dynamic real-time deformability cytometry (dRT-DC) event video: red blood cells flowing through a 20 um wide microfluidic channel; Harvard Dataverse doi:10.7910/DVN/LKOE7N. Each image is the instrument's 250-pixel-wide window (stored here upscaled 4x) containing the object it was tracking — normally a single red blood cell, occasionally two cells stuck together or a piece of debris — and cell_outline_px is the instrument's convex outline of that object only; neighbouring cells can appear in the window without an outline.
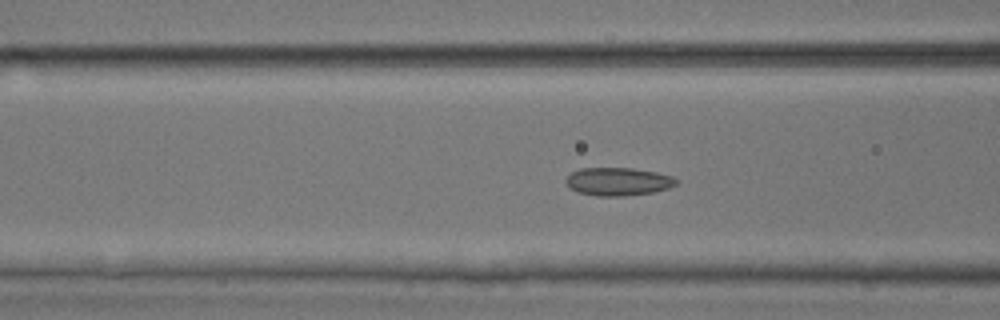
{"species": "common noctule bat (a hibernating species)", "species_latin": "Nyctalus noctula", "temperature_condition": "room temperature", "stored_images_in_passage": 54, "camera_frame_rate_fps": 3000, "um_per_image_px": 0.085, "animal": {"sex": "male", "body_mass_g": 17.9, "forearm_length_mm": 54.2}, "frame": {"image": 1, "passage_image": 22, "time_ms": 7.0, "image_size_px": [1000, 320], "cell_outline_px": [[680, 180], [676, 184], [668, 188], [652, 192], [624, 196], [596, 196], [580, 192], [568, 188], [564, 180], [572, 172], [580, 168], [632, 168], [656, 172], [672, 176]], "centroid_in_image_um": [52.53, 15.43], "position_along_channel_um": 114.1, "area_um2": 18.09}}
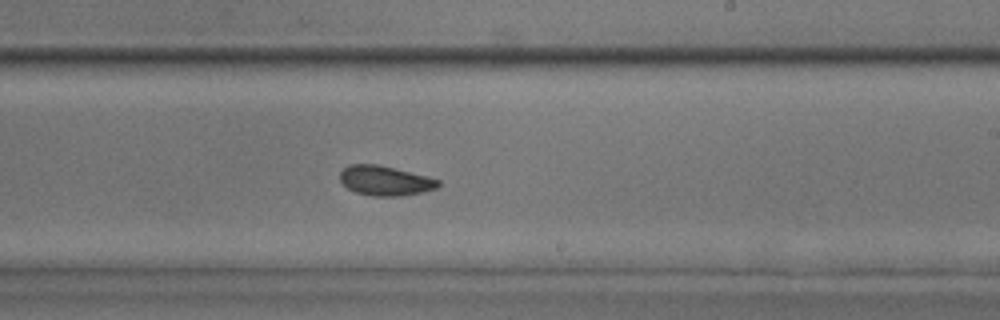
{"frame": {"image": 2, "passage_image": 33, "time_ms": 10.667, "image_size_px": [1000, 320], "cell_outline_px": [[440, 184], [436, 188], [420, 192], [400, 196], [372, 196], [356, 192], [348, 188], [340, 180], [340, 172], [348, 164], [380, 164], [428, 176], [440, 180]], "centroid_in_image_um": [32.73, 15.34], "position_along_channel_um": 256.3, "area_um2": 17.05}}
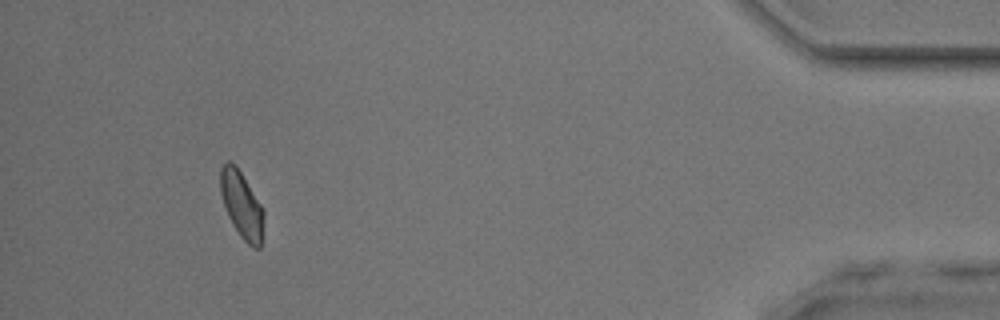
{"frame": {"image": 3, "passage_image": 50, "time_ms": 16.333, "image_size_px": [1000, 320], "cell_outline_px": [[264, 216], [260, 248], [252, 248], [240, 236], [232, 224], [228, 216], [220, 192], [220, 168], [228, 160], [236, 164], [264, 208]], "centroid_in_image_um": [20.55, 17.39], "position_along_channel_um": 414.7, "area_um2": 16.99}, "authors_computed_cell_mechanics": {"area_um2": 17.3111, "velocity_mm_per_s": 3.8949, "shape_relaxation_time_tau1_ms": 9.9388, "shape_relaxation_time_tau2_ms": 2.0858, "deformation_change_tau1": 0.1263, "deformation_change_tau2": 0.0715}}